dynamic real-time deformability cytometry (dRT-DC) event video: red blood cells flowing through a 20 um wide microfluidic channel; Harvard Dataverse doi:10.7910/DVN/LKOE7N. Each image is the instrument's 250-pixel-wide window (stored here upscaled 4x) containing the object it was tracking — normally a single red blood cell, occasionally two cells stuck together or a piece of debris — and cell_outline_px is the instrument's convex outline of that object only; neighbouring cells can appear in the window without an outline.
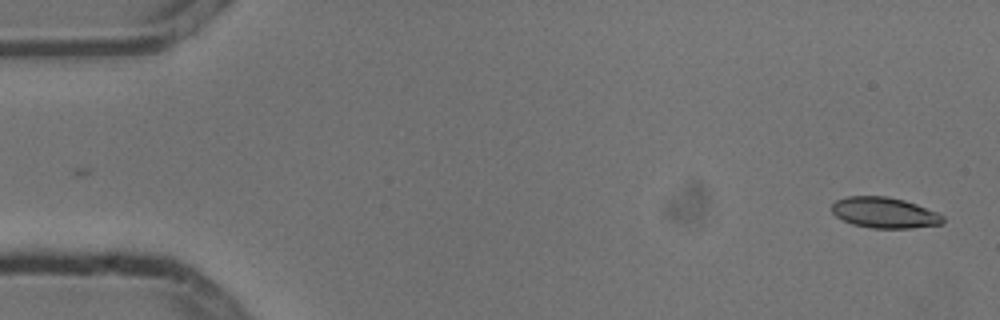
{"species": "common noctule bat (a hibernating species)", "species_latin": "Nyctalus noctula", "temperature_condition": "cold", "stored_images_in_passage": 2, "camera_frame_rate_fps": 3000, "um_per_image_px": 0.085, "animal": {"sex": "male", "body_mass_g": 13.3}, "frame": {"image": 1, "passage_image": 2, "time_ms": 0.333, "image_size_px": [1000, 320], "cell_outline_px": [[944, 224], [912, 228], [872, 228], [852, 224], [836, 216], [832, 212], [832, 204], [836, 200], [848, 196], [888, 196], [904, 200], [916, 204], [936, 212], [944, 216]], "centroid_in_image_um": [75.19, 18.08], "position_along_channel_um": 9.8, "area_um2": 19.94}}